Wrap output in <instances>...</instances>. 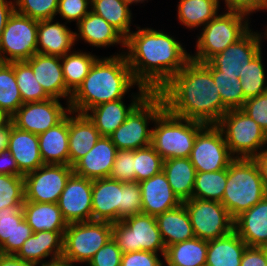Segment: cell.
Listing matches in <instances>:
<instances>
[{"label":"cell","mask_w":267,"mask_h":266,"mask_svg":"<svg viewBox=\"0 0 267 266\" xmlns=\"http://www.w3.org/2000/svg\"><path fill=\"white\" fill-rule=\"evenodd\" d=\"M112 239V223L85 221L69 223L63 234L62 256L73 264L87 263Z\"/></svg>","instance_id":"obj_10"},{"label":"cell","mask_w":267,"mask_h":266,"mask_svg":"<svg viewBox=\"0 0 267 266\" xmlns=\"http://www.w3.org/2000/svg\"><path fill=\"white\" fill-rule=\"evenodd\" d=\"M98 58L99 57L91 52H83V50H73L61 57V66L66 88L72 94L82 84L92 65Z\"/></svg>","instance_id":"obj_38"},{"label":"cell","mask_w":267,"mask_h":266,"mask_svg":"<svg viewBox=\"0 0 267 266\" xmlns=\"http://www.w3.org/2000/svg\"><path fill=\"white\" fill-rule=\"evenodd\" d=\"M66 25L54 18L38 21L37 53L62 57L74 50L75 32Z\"/></svg>","instance_id":"obj_24"},{"label":"cell","mask_w":267,"mask_h":266,"mask_svg":"<svg viewBox=\"0 0 267 266\" xmlns=\"http://www.w3.org/2000/svg\"><path fill=\"white\" fill-rule=\"evenodd\" d=\"M132 31L125 39V55L134 79L158 92L190 60V53L171 34L153 28Z\"/></svg>","instance_id":"obj_1"},{"label":"cell","mask_w":267,"mask_h":266,"mask_svg":"<svg viewBox=\"0 0 267 266\" xmlns=\"http://www.w3.org/2000/svg\"><path fill=\"white\" fill-rule=\"evenodd\" d=\"M24 219L32 228L38 231L65 232L68 223L64 219L57 203H40L24 201L22 205Z\"/></svg>","instance_id":"obj_31"},{"label":"cell","mask_w":267,"mask_h":266,"mask_svg":"<svg viewBox=\"0 0 267 266\" xmlns=\"http://www.w3.org/2000/svg\"><path fill=\"white\" fill-rule=\"evenodd\" d=\"M163 172L173 193L181 202L192 198L196 169L189 157L164 160Z\"/></svg>","instance_id":"obj_34"},{"label":"cell","mask_w":267,"mask_h":266,"mask_svg":"<svg viewBox=\"0 0 267 266\" xmlns=\"http://www.w3.org/2000/svg\"><path fill=\"white\" fill-rule=\"evenodd\" d=\"M164 109L162 97L150 92L109 136L117 150H136L151 144L152 128L157 115Z\"/></svg>","instance_id":"obj_7"},{"label":"cell","mask_w":267,"mask_h":266,"mask_svg":"<svg viewBox=\"0 0 267 266\" xmlns=\"http://www.w3.org/2000/svg\"><path fill=\"white\" fill-rule=\"evenodd\" d=\"M32 234V228L24 219L22 206L0 209L1 254L15 255Z\"/></svg>","instance_id":"obj_23"},{"label":"cell","mask_w":267,"mask_h":266,"mask_svg":"<svg viewBox=\"0 0 267 266\" xmlns=\"http://www.w3.org/2000/svg\"><path fill=\"white\" fill-rule=\"evenodd\" d=\"M38 21L17 12L9 17L0 39V61H27L37 53Z\"/></svg>","instance_id":"obj_11"},{"label":"cell","mask_w":267,"mask_h":266,"mask_svg":"<svg viewBox=\"0 0 267 266\" xmlns=\"http://www.w3.org/2000/svg\"><path fill=\"white\" fill-rule=\"evenodd\" d=\"M122 205V182L110 177L93 180L92 220L115 223L119 221Z\"/></svg>","instance_id":"obj_20"},{"label":"cell","mask_w":267,"mask_h":266,"mask_svg":"<svg viewBox=\"0 0 267 266\" xmlns=\"http://www.w3.org/2000/svg\"><path fill=\"white\" fill-rule=\"evenodd\" d=\"M12 121L10 120L6 125L0 126V152L8 149V141L10 135V125Z\"/></svg>","instance_id":"obj_59"},{"label":"cell","mask_w":267,"mask_h":266,"mask_svg":"<svg viewBox=\"0 0 267 266\" xmlns=\"http://www.w3.org/2000/svg\"><path fill=\"white\" fill-rule=\"evenodd\" d=\"M158 253L150 251L128 252L122 255L121 266H162Z\"/></svg>","instance_id":"obj_52"},{"label":"cell","mask_w":267,"mask_h":266,"mask_svg":"<svg viewBox=\"0 0 267 266\" xmlns=\"http://www.w3.org/2000/svg\"><path fill=\"white\" fill-rule=\"evenodd\" d=\"M263 34L250 29L236 43L229 45L224 51L203 64L206 67H216L225 74L236 75L240 78V74L243 73L250 61L262 51L261 42H263L265 33Z\"/></svg>","instance_id":"obj_16"},{"label":"cell","mask_w":267,"mask_h":266,"mask_svg":"<svg viewBox=\"0 0 267 266\" xmlns=\"http://www.w3.org/2000/svg\"><path fill=\"white\" fill-rule=\"evenodd\" d=\"M182 203L190 216L195 237L209 241L234 230V219L221 202L191 198Z\"/></svg>","instance_id":"obj_12"},{"label":"cell","mask_w":267,"mask_h":266,"mask_svg":"<svg viewBox=\"0 0 267 266\" xmlns=\"http://www.w3.org/2000/svg\"><path fill=\"white\" fill-rule=\"evenodd\" d=\"M227 183V169L196 172L192 198L221 202Z\"/></svg>","instance_id":"obj_39"},{"label":"cell","mask_w":267,"mask_h":266,"mask_svg":"<svg viewBox=\"0 0 267 266\" xmlns=\"http://www.w3.org/2000/svg\"><path fill=\"white\" fill-rule=\"evenodd\" d=\"M227 11L250 16L258 11L267 10V0H223ZM220 4V0H219Z\"/></svg>","instance_id":"obj_53"},{"label":"cell","mask_w":267,"mask_h":266,"mask_svg":"<svg viewBox=\"0 0 267 266\" xmlns=\"http://www.w3.org/2000/svg\"><path fill=\"white\" fill-rule=\"evenodd\" d=\"M213 76L222 103L228 110L241 109L244 104V94L241 81L236 75L225 74L216 67H207Z\"/></svg>","instance_id":"obj_42"},{"label":"cell","mask_w":267,"mask_h":266,"mask_svg":"<svg viewBox=\"0 0 267 266\" xmlns=\"http://www.w3.org/2000/svg\"><path fill=\"white\" fill-rule=\"evenodd\" d=\"M208 241L197 237L166 247V266H206Z\"/></svg>","instance_id":"obj_35"},{"label":"cell","mask_w":267,"mask_h":266,"mask_svg":"<svg viewBox=\"0 0 267 266\" xmlns=\"http://www.w3.org/2000/svg\"><path fill=\"white\" fill-rule=\"evenodd\" d=\"M22 105L14 62L0 61V108L11 117Z\"/></svg>","instance_id":"obj_40"},{"label":"cell","mask_w":267,"mask_h":266,"mask_svg":"<svg viewBox=\"0 0 267 266\" xmlns=\"http://www.w3.org/2000/svg\"><path fill=\"white\" fill-rule=\"evenodd\" d=\"M189 158L196 172L227 169L235 159L217 125H205L198 132Z\"/></svg>","instance_id":"obj_13"},{"label":"cell","mask_w":267,"mask_h":266,"mask_svg":"<svg viewBox=\"0 0 267 266\" xmlns=\"http://www.w3.org/2000/svg\"><path fill=\"white\" fill-rule=\"evenodd\" d=\"M93 180L72 174L57 202L67 223L92 220Z\"/></svg>","instance_id":"obj_17"},{"label":"cell","mask_w":267,"mask_h":266,"mask_svg":"<svg viewBox=\"0 0 267 266\" xmlns=\"http://www.w3.org/2000/svg\"><path fill=\"white\" fill-rule=\"evenodd\" d=\"M24 201V177L0 174V209L22 206Z\"/></svg>","instance_id":"obj_45"},{"label":"cell","mask_w":267,"mask_h":266,"mask_svg":"<svg viewBox=\"0 0 267 266\" xmlns=\"http://www.w3.org/2000/svg\"><path fill=\"white\" fill-rule=\"evenodd\" d=\"M109 177L121 182H136L134 150H117Z\"/></svg>","instance_id":"obj_48"},{"label":"cell","mask_w":267,"mask_h":266,"mask_svg":"<svg viewBox=\"0 0 267 266\" xmlns=\"http://www.w3.org/2000/svg\"><path fill=\"white\" fill-rule=\"evenodd\" d=\"M10 116L0 108V126L6 125L10 121Z\"/></svg>","instance_id":"obj_61"},{"label":"cell","mask_w":267,"mask_h":266,"mask_svg":"<svg viewBox=\"0 0 267 266\" xmlns=\"http://www.w3.org/2000/svg\"><path fill=\"white\" fill-rule=\"evenodd\" d=\"M100 132L86 114L69 112V165L73 167L100 139Z\"/></svg>","instance_id":"obj_26"},{"label":"cell","mask_w":267,"mask_h":266,"mask_svg":"<svg viewBox=\"0 0 267 266\" xmlns=\"http://www.w3.org/2000/svg\"><path fill=\"white\" fill-rule=\"evenodd\" d=\"M151 145L163 160L190 157L198 132L205 124L175 116L165 108L153 122Z\"/></svg>","instance_id":"obj_5"},{"label":"cell","mask_w":267,"mask_h":266,"mask_svg":"<svg viewBox=\"0 0 267 266\" xmlns=\"http://www.w3.org/2000/svg\"><path fill=\"white\" fill-rule=\"evenodd\" d=\"M0 174L24 176L18 169L9 149L0 152Z\"/></svg>","instance_id":"obj_55"},{"label":"cell","mask_w":267,"mask_h":266,"mask_svg":"<svg viewBox=\"0 0 267 266\" xmlns=\"http://www.w3.org/2000/svg\"><path fill=\"white\" fill-rule=\"evenodd\" d=\"M234 231L248 245H267V195L234 219Z\"/></svg>","instance_id":"obj_27"},{"label":"cell","mask_w":267,"mask_h":266,"mask_svg":"<svg viewBox=\"0 0 267 266\" xmlns=\"http://www.w3.org/2000/svg\"><path fill=\"white\" fill-rule=\"evenodd\" d=\"M149 93L146 87L138 86V92H132L131 103L128 106L122 98L93 107L85 114L94 123L101 136L109 137Z\"/></svg>","instance_id":"obj_18"},{"label":"cell","mask_w":267,"mask_h":266,"mask_svg":"<svg viewBox=\"0 0 267 266\" xmlns=\"http://www.w3.org/2000/svg\"><path fill=\"white\" fill-rule=\"evenodd\" d=\"M249 18L233 11L218 13L202 27L201 34L197 36V51L190 55V59L206 63L229 45L236 43L250 30Z\"/></svg>","instance_id":"obj_6"},{"label":"cell","mask_w":267,"mask_h":266,"mask_svg":"<svg viewBox=\"0 0 267 266\" xmlns=\"http://www.w3.org/2000/svg\"><path fill=\"white\" fill-rule=\"evenodd\" d=\"M217 126L235 158H253L267 145V133L241 109L228 110Z\"/></svg>","instance_id":"obj_8"},{"label":"cell","mask_w":267,"mask_h":266,"mask_svg":"<svg viewBox=\"0 0 267 266\" xmlns=\"http://www.w3.org/2000/svg\"><path fill=\"white\" fill-rule=\"evenodd\" d=\"M267 195L253 158H235L227 168V183L221 204L235 219Z\"/></svg>","instance_id":"obj_4"},{"label":"cell","mask_w":267,"mask_h":266,"mask_svg":"<svg viewBox=\"0 0 267 266\" xmlns=\"http://www.w3.org/2000/svg\"><path fill=\"white\" fill-rule=\"evenodd\" d=\"M122 51L117 55L99 57L94 62L82 84L72 94L70 111L85 114L100 104L124 98L135 85L142 86L134 79L124 49Z\"/></svg>","instance_id":"obj_3"},{"label":"cell","mask_w":267,"mask_h":266,"mask_svg":"<svg viewBox=\"0 0 267 266\" xmlns=\"http://www.w3.org/2000/svg\"><path fill=\"white\" fill-rule=\"evenodd\" d=\"M123 252L111 239L87 263V266H121Z\"/></svg>","instance_id":"obj_51"},{"label":"cell","mask_w":267,"mask_h":266,"mask_svg":"<svg viewBox=\"0 0 267 266\" xmlns=\"http://www.w3.org/2000/svg\"><path fill=\"white\" fill-rule=\"evenodd\" d=\"M39 266H76V264L74 265L70 260H67L62 256L59 258L48 260L40 264Z\"/></svg>","instance_id":"obj_60"},{"label":"cell","mask_w":267,"mask_h":266,"mask_svg":"<svg viewBox=\"0 0 267 266\" xmlns=\"http://www.w3.org/2000/svg\"><path fill=\"white\" fill-rule=\"evenodd\" d=\"M59 0H13L15 12L41 21L55 19Z\"/></svg>","instance_id":"obj_46"},{"label":"cell","mask_w":267,"mask_h":266,"mask_svg":"<svg viewBox=\"0 0 267 266\" xmlns=\"http://www.w3.org/2000/svg\"><path fill=\"white\" fill-rule=\"evenodd\" d=\"M157 93L168 112L205 125H217L228 111L211 71L191 59Z\"/></svg>","instance_id":"obj_2"},{"label":"cell","mask_w":267,"mask_h":266,"mask_svg":"<svg viewBox=\"0 0 267 266\" xmlns=\"http://www.w3.org/2000/svg\"><path fill=\"white\" fill-rule=\"evenodd\" d=\"M69 113L55 126L38 135L44 164L69 165Z\"/></svg>","instance_id":"obj_30"},{"label":"cell","mask_w":267,"mask_h":266,"mask_svg":"<svg viewBox=\"0 0 267 266\" xmlns=\"http://www.w3.org/2000/svg\"><path fill=\"white\" fill-rule=\"evenodd\" d=\"M132 3H133V5L134 4H138V3H145V1L146 0H130ZM146 2H148V0L146 1Z\"/></svg>","instance_id":"obj_62"},{"label":"cell","mask_w":267,"mask_h":266,"mask_svg":"<svg viewBox=\"0 0 267 266\" xmlns=\"http://www.w3.org/2000/svg\"><path fill=\"white\" fill-rule=\"evenodd\" d=\"M262 51L256 55L243 73L240 74L241 88L244 94V103L246 99L257 97L267 92V75L265 72V64H263Z\"/></svg>","instance_id":"obj_41"},{"label":"cell","mask_w":267,"mask_h":266,"mask_svg":"<svg viewBox=\"0 0 267 266\" xmlns=\"http://www.w3.org/2000/svg\"><path fill=\"white\" fill-rule=\"evenodd\" d=\"M264 246H247L243 253L240 266H266Z\"/></svg>","instance_id":"obj_54"},{"label":"cell","mask_w":267,"mask_h":266,"mask_svg":"<svg viewBox=\"0 0 267 266\" xmlns=\"http://www.w3.org/2000/svg\"><path fill=\"white\" fill-rule=\"evenodd\" d=\"M64 232L38 231L33 233L15 254L16 257L37 264L62 257ZM45 259V260H44Z\"/></svg>","instance_id":"obj_29"},{"label":"cell","mask_w":267,"mask_h":266,"mask_svg":"<svg viewBox=\"0 0 267 266\" xmlns=\"http://www.w3.org/2000/svg\"><path fill=\"white\" fill-rule=\"evenodd\" d=\"M91 0H59L57 14L67 22L79 23L90 11Z\"/></svg>","instance_id":"obj_49"},{"label":"cell","mask_w":267,"mask_h":266,"mask_svg":"<svg viewBox=\"0 0 267 266\" xmlns=\"http://www.w3.org/2000/svg\"><path fill=\"white\" fill-rule=\"evenodd\" d=\"M266 28H267V26H266ZM265 39H267V29H266V31H265Z\"/></svg>","instance_id":"obj_64"},{"label":"cell","mask_w":267,"mask_h":266,"mask_svg":"<svg viewBox=\"0 0 267 266\" xmlns=\"http://www.w3.org/2000/svg\"><path fill=\"white\" fill-rule=\"evenodd\" d=\"M45 93L50 98L64 99L67 104L72 93L66 88L61 66V57L36 53L26 61Z\"/></svg>","instance_id":"obj_19"},{"label":"cell","mask_w":267,"mask_h":266,"mask_svg":"<svg viewBox=\"0 0 267 266\" xmlns=\"http://www.w3.org/2000/svg\"><path fill=\"white\" fill-rule=\"evenodd\" d=\"M8 149L24 176L44 165L38 135L20 130L13 124L10 125Z\"/></svg>","instance_id":"obj_25"},{"label":"cell","mask_w":267,"mask_h":266,"mask_svg":"<svg viewBox=\"0 0 267 266\" xmlns=\"http://www.w3.org/2000/svg\"><path fill=\"white\" fill-rule=\"evenodd\" d=\"M247 246L234 230L223 237L209 240L206 266H240Z\"/></svg>","instance_id":"obj_33"},{"label":"cell","mask_w":267,"mask_h":266,"mask_svg":"<svg viewBox=\"0 0 267 266\" xmlns=\"http://www.w3.org/2000/svg\"><path fill=\"white\" fill-rule=\"evenodd\" d=\"M75 31V42L84 40L93 47L114 46L125 47V38L101 16L90 11L79 23Z\"/></svg>","instance_id":"obj_28"},{"label":"cell","mask_w":267,"mask_h":266,"mask_svg":"<svg viewBox=\"0 0 267 266\" xmlns=\"http://www.w3.org/2000/svg\"><path fill=\"white\" fill-rule=\"evenodd\" d=\"M116 152L117 148L111 138L101 136L94 147L73 166V172L91 180L109 177Z\"/></svg>","instance_id":"obj_22"},{"label":"cell","mask_w":267,"mask_h":266,"mask_svg":"<svg viewBox=\"0 0 267 266\" xmlns=\"http://www.w3.org/2000/svg\"><path fill=\"white\" fill-rule=\"evenodd\" d=\"M73 167L64 164H44L24 177L25 200L57 203Z\"/></svg>","instance_id":"obj_14"},{"label":"cell","mask_w":267,"mask_h":266,"mask_svg":"<svg viewBox=\"0 0 267 266\" xmlns=\"http://www.w3.org/2000/svg\"><path fill=\"white\" fill-rule=\"evenodd\" d=\"M69 112V105L63 107L60 99L49 98L23 103L10 120L16 128L39 135L58 124Z\"/></svg>","instance_id":"obj_15"},{"label":"cell","mask_w":267,"mask_h":266,"mask_svg":"<svg viewBox=\"0 0 267 266\" xmlns=\"http://www.w3.org/2000/svg\"><path fill=\"white\" fill-rule=\"evenodd\" d=\"M142 213L141 190L138 182H122V205L119 206V221Z\"/></svg>","instance_id":"obj_47"},{"label":"cell","mask_w":267,"mask_h":266,"mask_svg":"<svg viewBox=\"0 0 267 266\" xmlns=\"http://www.w3.org/2000/svg\"><path fill=\"white\" fill-rule=\"evenodd\" d=\"M130 0H91V11L105 19L125 39L131 31L133 14Z\"/></svg>","instance_id":"obj_36"},{"label":"cell","mask_w":267,"mask_h":266,"mask_svg":"<svg viewBox=\"0 0 267 266\" xmlns=\"http://www.w3.org/2000/svg\"><path fill=\"white\" fill-rule=\"evenodd\" d=\"M241 110L267 133V92L246 99Z\"/></svg>","instance_id":"obj_50"},{"label":"cell","mask_w":267,"mask_h":266,"mask_svg":"<svg viewBox=\"0 0 267 266\" xmlns=\"http://www.w3.org/2000/svg\"><path fill=\"white\" fill-rule=\"evenodd\" d=\"M163 158L150 144L134 150L136 182H141L163 170Z\"/></svg>","instance_id":"obj_44"},{"label":"cell","mask_w":267,"mask_h":266,"mask_svg":"<svg viewBox=\"0 0 267 266\" xmlns=\"http://www.w3.org/2000/svg\"><path fill=\"white\" fill-rule=\"evenodd\" d=\"M264 257H265L266 264H267V245L264 246Z\"/></svg>","instance_id":"obj_63"},{"label":"cell","mask_w":267,"mask_h":266,"mask_svg":"<svg viewBox=\"0 0 267 266\" xmlns=\"http://www.w3.org/2000/svg\"><path fill=\"white\" fill-rule=\"evenodd\" d=\"M219 0H179L177 17L187 29L205 26L219 12Z\"/></svg>","instance_id":"obj_37"},{"label":"cell","mask_w":267,"mask_h":266,"mask_svg":"<svg viewBox=\"0 0 267 266\" xmlns=\"http://www.w3.org/2000/svg\"><path fill=\"white\" fill-rule=\"evenodd\" d=\"M156 221L165 247L195 237L190 216L183 203L157 215Z\"/></svg>","instance_id":"obj_32"},{"label":"cell","mask_w":267,"mask_h":266,"mask_svg":"<svg viewBox=\"0 0 267 266\" xmlns=\"http://www.w3.org/2000/svg\"><path fill=\"white\" fill-rule=\"evenodd\" d=\"M112 239L124 253L135 251L160 252L164 257L166 247L162 240L156 217L135 214L112 224Z\"/></svg>","instance_id":"obj_9"},{"label":"cell","mask_w":267,"mask_h":266,"mask_svg":"<svg viewBox=\"0 0 267 266\" xmlns=\"http://www.w3.org/2000/svg\"><path fill=\"white\" fill-rule=\"evenodd\" d=\"M34 262L24 261L15 255H0V266H38Z\"/></svg>","instance_id":"obj_58"},{"label":"cell","mask_w":267,"mask_h":266,"mask_svg":"<svg viewBox=\"0 0 267 266\" xmlns=\"http://www.w3.org/2000/svg\"><path fill=\"white\" fill-rule=\"evenodd\" d=\"M14 72L23 103L40 102L50 98L36 80L31 66L26 61L14 62Z\"/></svg>","instance_id":"obj_43"},{"label":"cell","mask_w":267,"mask_h":266,"mask_svg":"<svg viewBox=\"0 0 267 266\" xmlns=\"http://www.w3.org/2000/svg\"><path fill=\"white\" fill-rule=\"evenodd\" d=\"M142 213L157 216L178 207L182 202L173 193L163 170L139 182Z\"/></svg>","instance_id":"obj_21"},{"label":"cell","mask_w":267,"mask_h":266,"mask_svg":"<svg viewBox=\"0 0 267 266\" xmlns=\"http://www.w3.org/2000/svg\"><path fill=\"white\" fill-rule=\"evenodd\" d=\"M253 160L259 168L261 178L267 190V145L253 157Z\"/></svg>","instance_id":"obj_57"},{"label":"cell","mask_w":267,"mask_h":266,"mask_svg":"<svg viewBox=\"0 0 267 266\" xmlns=\"http://www.w3.org/2000/svg\"><path fill=\"white\" fill-rule=\"evenodd\" d=\"M14 11L13 0H0V39L6 23Z\"/></svg>","instance_id":"obj_56"}]
</instances>
